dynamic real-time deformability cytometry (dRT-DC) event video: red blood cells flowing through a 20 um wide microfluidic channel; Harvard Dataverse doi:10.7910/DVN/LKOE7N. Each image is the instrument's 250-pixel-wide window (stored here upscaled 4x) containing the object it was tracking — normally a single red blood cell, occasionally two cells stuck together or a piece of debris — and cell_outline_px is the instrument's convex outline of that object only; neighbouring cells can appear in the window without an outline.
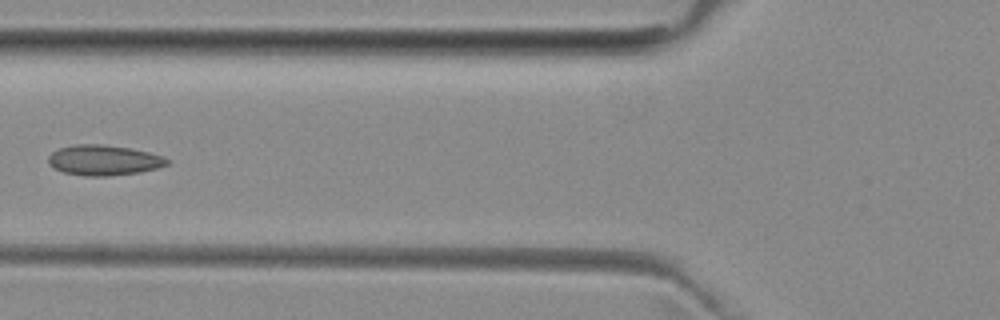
{"species": "common noctule bat (a hibernating species)", "species_latin": "Nyctalus noctula", "temperature_condition": "room temperature", "stored_images_in_passage": 3, "camera_frame_rate_fps": 3000, "um_per_image_px": 0.085, "animal": {"sex": "female", "body_mass_g": 29.2, "forearm_length_mm": 56.3}, "frame": {"image": 1, "passage_image": 3, "time_ms": 3.0, "image_size_px": [1000, 320], "cell_outline_px": [[172, 160], [168, 164], [156, 168], [140, 172], [108, 176], [84, 176], [64, 172], [52, 168], [48, 164], [48, 156], [52, 152], [60, 148], [76, 144], [104, 144], [132, 148], [164, 156]], "centroid_in_image_um": [8.83, 13.61], "position_along_channel_um": 117.0, "area_um2": 21.21}}